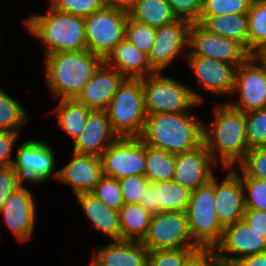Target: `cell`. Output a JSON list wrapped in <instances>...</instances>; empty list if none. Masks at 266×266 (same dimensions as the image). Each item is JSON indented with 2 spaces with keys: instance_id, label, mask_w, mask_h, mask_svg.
<instances>
[{
  "instance_id": "obj_18",
  "label": "cell",
  "mask_w": 266,
  "mask_h": 266,
  "mask_svg": "<svg viewBox=\"0 0 266 266\" xmlns=\"http://www.w3.org/2000/svg\"><path fill=\"white\" fill-rule=\"evenodd\" d=\"M197 79L199 88L214 95H232L234 89V65L201 56H184Z\"/></svg>"
},
{
  "instance_id": "obj_51",
  "label": "cell",
  "mask_w": 266,
  "mask_h": 266,
  "mask_svg": "<svg viewBox=\"0 0 266 266\" xmlns=\"http://www.w3.org/2000/svg\"><path fill=\"white\" fill-rule=\"evenodd\" d=\"M255 55L266 66V45Z\"/></svg>"
},
{
  "instance_id": "obj_17",
  "label": "cell",
  "mask_w": 266,
  "mask_h": 266,
  "mask_svg": "<svg viewBox=\"0 0 266 266\" xmlns=\"http://www.w3.org/2000/svg\"><path fill=\"white\" fill-rule=\"evenodd\" d=\"M228 170L219 184L214 175V208L218 221L223 227L243 219L245 212L242 179L232 168Z\"/></svg>"
},
{
  "instance_id": "obj_8",
  "label": "cell",
  "mask_w": 266,
  "mask_h": 266,
  "mask_svg": "<svg viewBox=\"0 0 266 266\" xmlns=\"http://www.w3.org/2000/svg\"><path fill=\"white\" fill-rule=\"evenodd\" d=\"M128 15L125 11L104 6L84 18L87 48L104 59L125 38Z\"/></svg>"
},
{
  "instance_id": "obj_2",
  "label": "cell",
  "mask_w": 266,
  "mask_h": 266,
  "mask_svg": "<svg viewBox=\"0 0 266 266\" xmlns=\"http://www.w3.org/2000/svg\"><path fill=\"white\" fill-rule=\"evenodd\" d=\"M204 123L188 112L146 115L140 139L151 147L177 155L203 144Z\"/></svg>"
},
{
  "instance_id": "obj_39",
  "label": "cell",
  "mask_w": 266,
  "mask_h": 266,
  "mask_svg": "<svg viewBox=\"0 0 266 266\" xmlns=\"http://www.w3.org/2000/svg\"><path fill=\"white\" fill-rule=\"evenodd\" d=\"M105 6V0H51L50 7L75 16L87 17Z\"/></svg>"
},
{
  "instance_id": "obj_15",
  "label": "cell",
  "mask_w": 266,
  "mask_h": 266,
  "mask_svg": "<svg viewBox=\"0 0 266 266\" xmlns=\"http://www.w3.org/2000/svg\"><path fill=\"white\" fill-rule=\"evenodd\" d=\"M191 22L178 18L170 24L155 28V40L148 54L151 67L162 72L188 47ZM164 69V70H163Z\"/></svg>"
},
{
  "instance_id": "obj_40",
  "label": "cell",
  "mask_w": 266,
  "mask_h": 266,
  "mask_svg": "<svg viewBox=\"0 0 266 266\" xmlns=\"http://www.w3.org/2000/svg\"><path fill=\"white\" fill-rule=\"evenodd\" d=\"M241 179L245 192V208L266 211V181L255 177Z\"/></svg>"
},
{
  "instance_id": "obj_36",
  "label": "cell",
  "mask_w": 266,
  "mask_h": 266,
  "mask_svg": "<svg viewBox=\"0 0 266 266\" xmlns=\"http://www.w3.org/2000/svg\"><path fill=\"white\" fill-rule=\"evenodd\" d=\"M92 193L110 209L119 211L124 205L120 182L116 178L103 176Z\"/></svg>"
},
{
  "instance_id": "obj_13",
  "label": "cell",
  "mask_w": 266,
  "mask_h": 266,
  "mask_svg": "<svg viewBox=\"0 0 266 266\" xmlns=\"http://www.w3.org/2000/svg\"><path fill=\"white\" fill-rule=\"evenodd\" d=\"M15 155L12 166L23 182L42 184L53 174L57 180L58 170L54 172L56 155L44 141L26 140L18 147Z\"/></svg>"
},
{
  "instance_id": "obj_20",
  "label": "cell",
  "mask_w": 266,
  "mask_h": 266,
  "mask_svg": "<svg viewBox=\"0 0 266 266\" xmlns=\"http://www.w3.org/2000/svg\"><path fill=\"white\" fill-rule=\"evenodd\" d=\"M125 79L118 70L102 62L75 99L92 110H106Z\"/></svg>"
},
{
  "instance_id": "obj_44",
  "label": "cell",
  "mask_w": 266,
  "mask_h": 266,
  "mask_svg": "<svg viewBox=\"0 0 266 266\" xmlns=\"http://www.w3.org/2000/svg\"><path fill=\"white\" fill-rule=\"evenodd\" d=\"M23 184L22 179L13 166L0 168V208L4 205L10 194Z\"/></svg>"
},
{
  "instance_id": "obj_19",
  "label": "cell",
  "mask_w": 266,
  "mask_h": 266,
  "mask_svg": "<svg viewBox=\"0 0 266 266\" xmlns=\"http://www.w3.org/2000/svg\"><path fill=\"white\" fill-rule=\"evenodd\" d=\"M217 165L203 143L194 150L176 155L173 180L191 191L196 190L212 179L213 167Z\"/></svg>"
},
{
  "instance_id": "obj_38",
  "label": "cell",
  "mask_w": 266,
  "mask_h": 266,
  "mask_svg": "<svg viewBox=\"0 0 266 266\" xmlns=\"http://www.w3.org/2000/svg\"><path fill=\"white\" fill-rule=\"evenodd\" d=\"M125 38L148 55L155 40V28L128 18Z\"/></svg>"
},
{
  "instance_id": "obj_37",
  "label": "cell",
  "mask_w": 266,
  "mask_h": 266,
  "mask_svg": "<svg viewBox=\"0 0 266 266\" xmlns=\"http://www.w3.org/2000/svg\"><path fill=\"white\" fill-rule=\"evenodd\" d=\"M252 0H203L200 16L247 13Z\"/></svg>"
},
{
  "instance_id": "obj_46",
  "label": "cell",
  "mask_w": 266,
  "mask_h": 266,
  "mask_svg": "<svg viewBox=\"0 0 266 266\" xmlns=\"http://www.w3.org/2000/svg\"><path fill=\"white\" fill-rule=\"evenodd\" d=\"M19 136V133L10 131H0V168L8 167L13 164L11 159L14 143Z\"/></svg>"
},
{
  "instance_id": "obj_21",
  "label": "cell",
  "mask_w": 266,
  "mask_h": 266,
  "mask_svg": "<svg viewBox=\"0 0 266 266\" xmlns=\"http://www.w3.org/2000/svg\"><path fill=\"white\" fill-rule=\"evenodd\" d=\"M103 176L100 157L73 152L72 160L58 170L57 180L69 184L76 196L92 192Z\"/></svg>"
},
{
  "instance_id": "obj_42",
  "label": "cell",
  "mask_w": 266,
  "mask_h": 266,
  "mask_svg": "<svg viewBox=\"0 0 266 266\" xmlns=\"http://www.w3.org/2000/svg\"><path fill=\"white\" fill-rule=\"evenodd\" d=\"M124 204H139L150 184L145 176H128L119 179Z\"/></svg>"
},
{
  "instance_id": "obj_3",
  "label": "cell",
  "mask_w": 266,
  "mask_h": 266,
  "mask_svg": "<svg viewBox=\"0 0 266 266\" xmlns=\"http://www.w3.org/2000/svg\"><path fill=\"white\" fill-rule=\"evenodd\" d=\"M45 76L52 96L73 99L92 78L103 59L89 50L45 55Z\"/></svg>"
},
{
  "instance_id": "obj_47",
  "label": "cell",
  "mask_w": 266,
  "mask_h": 266,
  "mask_svg": "<svg viewBox=\"0 0 266 266\" xmlns=\"http://www.w3.org/2000/svg\"><path fill=\"white\" fill-rule=\"evenodd\" d=\"M243 220L260 235L266 238V211L245 208Z\"/></svg>"
},
{
  "instance_id": "obj_22",
  "label": "cell",
  "mask_w": 266,
  "mask_h": 266,
  "mask_svg": "<svg viewBox=\"0 0 266 266\" xmlns=\"http://www.w3.org/2000/svg\"><path fill=\"white\" fill-rule=\"evenodd\" d=\"M118 138L112 129L106 110H92L85 129L74 140L73 152L100 157L103 151Z\"/></svg>"
},
{
  "instance_id": "obj_41",
  "label": "cell",
  "mask_w": 266,
  "mask_h": 266,
  "mask_svg": "<svg viewBox=\"0 0 266 266\" xmlns=\"http://www.w3.org/2000/svg\"><path fill=\"white\" fill-rule=\"evenodd\" d=\"M197 249H167L149 252L147 266H183L186 258Z\"/></svg>"
},
{
  "instance_id": "obj_32",
  "label": "cell",
  "mask_w": 266,
  "mask_h": 266,
  "mask_svg": "<svg viewBox=\"0 0 266 266\" xmlns=\"http://www.w3.org/2000/svg\"><path fill=\"white\" fill-rule=\"evenodd\" d=\"M248 14V51L255 55L266 45V0H252Z\"/></svg>"
},
{
  "instance_id": "obj_27",
  "label": "cell",
  "mask_w": 266,
  "mask_h": 266,
  "mask_svg": "<svg viewBox=\"0 0 266 266\" xmlns=\"http://www.w3.org/2000/svg\"><path fill=\"white\" fill-rule=\"evenodd\" d=\"M127 15L129 19L153 28L178 19L167 0H136Z\"/></svg>"
},
{
  "instance_id": "obj_43",
  "label": "cell",
  "mask_w": 266,
  "mask_h": 266,
  "mask_svg": "<svg viewBox=\"0 0 266 266\" xmlns=\"http://www.w3.org/2000/svg\"><path fill=\"white\" fill-rule=\"evenodd\" d=\"M203 0H167L177 18L195 23L202 13Z\"/></svg>"
},
{
  "instance_id": "obj_16",
  "label": "cell",
  "mask_w": 266,
  "mask_h": 266,
  "mask_svg": "<svg viewBox=\"0 0 266 266\" xmlns=\"http://www.w3.org/2000/svg\"><path fill=\"white\" fill-rule=\"evenodd\" d=\"M36 202L23 185L15 189L0 208L5 224L18 241L29 240L35 229Z\"/></svg>"
},
{
  "instance_id": "obj_6",
  "label": "cell",
  "mask_w": 266,
  "mask_h": 266,
  "mask_svg": "<svg viewBox=\"0 0 266 266\" xmlns=\"http://www.w3.org/2000/svg\"><path fill=\"white\" fill-rule=\"evenodd\" d=\"M146 115L188 112L203 102L201 94L176 80L155 72L142 78Z\"/></svg>"
},
{
  "instance_id": "obj_10",
  "label": "cell",
  "mask_w": 266,
  "mask_h": 266,
  "mask_svg": "<svg viewBox=\"0 0 266 266\" xmlns=\"http://www.w3.org/2000/svg\"><path fill=\"white\" fill-rule=\"evenodd\" d=\"M104 176H144L146 144L139 137H119L100 155Z\"/></svg>"
},
{
  "instance_id": "obj_5",
  "label": "cell",
  "mask_w": 266,
  "mask_h": 266,
  "mask_svg": "<svg viewBox=\"0 0 266 266\" xmlns=\"http://www.w3.org/2000/svg\"><path fill=\"white\" fill-rule=\"evenodd\" d=\"M106 112L118 137H140L146 120L142 78H126L112 97Z\"/></svg>"
},
{
  "instance_id": "obj_26",
  "label": "cell",
  "mask_w": 266,
  "mask_h": 266,
  "mask_svg": "<svg viewBox=\"0 0 266 266\" xmlns=\"http://www.w3.org/2000/svg\"><path fill=\"white\" fill-rule=\"evenodd\" d=\"M212 33L236 40L248 50V14L200 16L197 21Z\"/></svg>"
},
{
  "instance_id": "obj_24",
  "label": "cell",
  "mask_w": 266,
  "mask_h": 266,
  "mask_svg": "<svg viewBox=\"0 0 266 266\" xmlns=\"http://www.w3.org/2000/svg\"><path fill=\"white\" fill-rule=\"evenodd\" d=\"M148 254L140 241H112L97 249L88 266H147Z\"/></svg>"
},
{
  "instance_id": "obj_50",
  "label": "cell",
  "mask_w": 266,
  "mask_h": 266,
  "mask_svg": "<svg viewBox=\"0 0 266 266\" xmlns=\"http://www.w3.org/2000/svg\"><path fill=\"white\" fill-rule=\"evenodd\" d=\"M135 2L136 0H105V5L128 13Z\"/></svg>"
},
{
  "instance_id": "obj_34",
  "label": "cell",
  "mask_w": 266,
  "mask_h": 266,
  "mask_svg": "<svg viewBox=\"0 0 266 266\" xmlns=\"http://www.w3.org/2000/svg\"><path fill=\"white\" fill-rule=\"evenodd\" d=\"M238 166L241 173L235 167L232 169L240 177H255L266 181V147L250 148Z\"/></svg>"
},
{
  "instance_id": "obj_49",
  "label": "cell",
  "mask_w": 266,
  "mask_h": 266,
  "mask_svg": "<svg viewBox=\"0 0 266 266\" xmlns=\"http://www.w3.org/2000/svg\"><path fill=\"white\" fill-rule=\"evenodd\" d=\"M230 266H266V253L243 257Z\"/></svg>"
},
{
  "instance_id": "obj_48",
  "label": "cell",
  "mask_w": 266,
  "mask_h": 266,
  "mask_svg": "<svg viewBox=\"0 0 266 266\" xmlns=\"http://www.w3.org/2000/svg\"><path fill=\"white\" fill-rule=\"evenodd\" d=\"M139 204L151 215H155L160 212L158 204H155L154 183H150L147 186Z\"/></svg>"
},
{
  "instance_id": "obj_31",
  "label": "cell",
  "mask_w": 266,
  "mask_h": 266,
  "mask_svg": "<svg viewBox=\"0 0 266 266\" xmlns=\"http://www.w3.org/2000/svg\"><path fill=\"white\" fill-rule=\"evenodd\" d=\"M176 155L146 144L145 177L150 183L173 180Z\"/></svg>"
},
{
  "instance_id": "obj_12",
  "label": "cell",
  "mask_w": 266,
  "mask_h": 266,
  "mask_svg": "<svg viewBox=\"0 0 266 266\" xmlns=\"http://www.w3.org/2000/svg\"><path fill=\"white\" fill-rule=\"evenodd\" d=\"M256 55H251L235 71L233 95L239 93V101L228 104L248 113L266 107V66Z\"/></svg>"
},
{
  "instance_id": "obj_33",
  "label": "cell",
  "mask_w": 266,
  "mask_h": 266,
  "mask_svg": "<svg viewBox=\"0 0 266 266\" xmlns=\"http://www.w3.org/2000/svg\"><path fill=\"white\" fill-rule=\"evenodd\" d=\"M27 114L13 97L0 88V131L19 133L20 126L27 122Z\"/></svg>"
},
{
  "instance_id": "obj_28",
  "label": "cell",
  "mask_w": 266,
  "mask_h": 266,
  "mask_svg": "<svg viewBox=\"0 0 266 266\" xmlns=\"http://www.w3.org/2000/svg\"><path fill=\"white\" fill-rule=\"evenodd\" d=\"M92 109L73 99H60L54 113L59 126L74 141L85 129Z\"/></svg>"
},
{
  "instance_id": "obj_14",
  "label": "cell",
  "mask_w": 266,
  "mask_h": 266,
  "mask_svg": "<svg viewBox=\"0 0 266 266\" xmlns=\"http://www.w3.org/2000/svg\"><path fill=\"white\" fill-rule=\"evenodd\" d=\"M215 250L223 265L230 266L243 257L266 253V238L240 219L224 227L222 239Z\"/></svg>"
},
{
  "instance_id": "obj_29",
  "label": "cell",
  "mask_w": 266,
  "mask_h": 266,
  "mask_svg": "<svg viewBox=\"0 0 266 266\" xmlns=\"http://www.w3.org/2000/svg\"><path fill=\"white\" fill-rule=\"evenodd\" d=\"M152 215L140 204H124L119 210L121 240L142 241Z\"/></svg>"
},
{
  "instance_id": "obj_30",
  "label": "cell",
  "mask_w": 266,
  "mask_h": 266,
  "mask_svg": "<svg viewBox=\"0 0 266 266\" xmlns=\"http://www.w3.org/2000/svg\"><path fill=\"white\" fill-rule=\"evenodd\" d=\"M191 190L174 180L154 183L155 204L160 212H186Z\"/></svg>"
},
{
  "instance_id": "obj_4",
  "label": "cell",
  "mask_w": 266,
  "mask_h": 266,
  "mask_svg": "<svg viewBox=\"0 0 266 266\" xmlns=\"http://www.w3.org/2000/svg\"><path fill=\"white\" fill-rule=\"evenodd\" d=\"M47 13L31 15L25 20L27 30L46 45L44 55L88 50L83 17L57 11L50 6Z\"/></svg>"
},
{
  "instance_id": "obj_25",
  "label": "cell",
  "mask_w": 266,
  "mask_h": 266,
  "mask_svg": "<svg viewBox=\"0 0 266 266\" xmlns=\"http://www.w3.org/2000/svg\"><path fill=\"white\" fill-rule=\"evenodd\" d=\"M93 226L113 241L121 240L119 211L108 208L92 192L75 196Z\"/></svg>"
},
{
  "instance_id": "obj_23",
  "label": "cell",
  "mask_w": 266,
  "mask_h": 266,
  "mask_svg": "<svg viewBox=\"0 0 266 266\" xmlns=\"http://www.w3.org/2000/svg\"><path fill=\"white\" fill-rule=\"evenodd\" d=\"M103 62L130 79H141L156 72L149 63L148 55L126 38L108 53Z\"/></svg>"
},
{
  "instance_id": "obj_1",
  "label": "cell",
  "mask_w": 266,
  "mask_h": 266,
  "mask_svg": "<svg viewBox=\"0 0 266 266\" xmlns=\"http://www.w3.org/2000/svg\"><path fill=\"white\" fill-rule=\"evenodd\" d=\"M213 113L210 127L204 124L203 143L213 160L227 170L238 164L249 150L246 113L234 109L228 103L216 105Z\"/></svg>"
},
{
  "instance_id": "obj_11",
  "label": "cell",
  "mask_w": 266,
  "mask_h": 266,
  "mask_svg": "<svg viewBox=\"0 0 266 266\" xmlns=\"http://www.w3.org/2000/svg\"><path fill=\"white\" fill-rule=\"evenodd\" d=\"M188 47L187 54L183 56L213 58L236 68L252 55L241 43L212 33L198 22L190 26Z\"/></svg>"
},
{
  "instance_id": "obj_35",
  "label": "cell",
  "mask_w": 266,
  "mask_h": 266,
  "mask_svg": "<svg viewBox=\"0 0 266 266\" xmlns=\"http://www.w3.org/2000/svg\"><path fill=\"white\" fill-rule=\"evenodd\" d=\"M248 148L266 147V107L246 113Z\"/></svg>"
},
{
  "instance_id": "obj_45",
  "label": "cell",
  "mask_w": 266,
  "mask_h": 266,
  "mask_svg": "<svg viewBox=\"0 0 266 266\" xmlns=\"http://www.w3.org/2000/svg\"><path fill=\"white\" fill-rule=\"evenodd\" d=\"M183 266H224L215 248H199L193 251L183 263Z\"/></svg>"
},
{
  "instance_id": "obj_7",
  "label": "cell",
  "mask_w": 266,
  "mask_h": 266,
  "mask_svg": "<svg viewBox=\"0 0 266 266\" xmlns=\"http://www.w3.org/2000/svg\"><path fill=\"white\" fill-rule=\"evenodd\" d=\"M214 176L191 191L186 210L188 227L199 248H215L221 241L224 227L218 221L214 208Z\"/></svg>"
},
{
  "instance_id": "obj_9",
  "label": "cell",
  "mask_w": 266,
  "mask_h": 266,
  "mask_svg": "<svg viewBox=\"0 0 266 266\" xmlns=\"http://www.w3.org/2000/svg\"><path fill=\"white\" fill-rule=\"evenodd\" d=\"M149 251L199 249L194 243L186 212H159L152 215L147 233L141 241Z\"/></svg>"
}]
</instances>
